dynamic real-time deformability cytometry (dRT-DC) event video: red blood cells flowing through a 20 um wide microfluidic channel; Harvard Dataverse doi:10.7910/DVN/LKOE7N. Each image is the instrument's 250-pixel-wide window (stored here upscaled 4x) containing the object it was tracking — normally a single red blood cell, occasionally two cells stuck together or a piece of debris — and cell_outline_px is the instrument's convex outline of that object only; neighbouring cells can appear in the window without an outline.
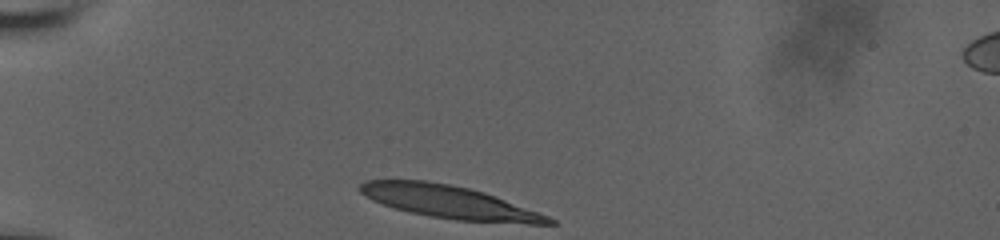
{"species": "human", "species_latin": "Homo sapiens", "temperature_condition": "room temperature", "stored_images_in_passage": 29, "camera_frame_rate_fps": 3000, "um_per_image_px": 0.085, "donor": {"sex": "male"}, "frame": {"image": 1, "passage_image": 1, "time_ms": 0.0, "image_size_px": [1000, 240], "cell_outline_px": [[556, 224], [528, 224], [456, 220], [408, 212], [372, 200], [360, 192], [360, 184], [364, 180], [424, 180], [448, 184], [468, 188], [484, 192], [548, 216], [556, 220]], "centroid_in_image_um": [38.2, 17.17], "position_along_channel_um": 46.8, "area_um2": 35.66}}
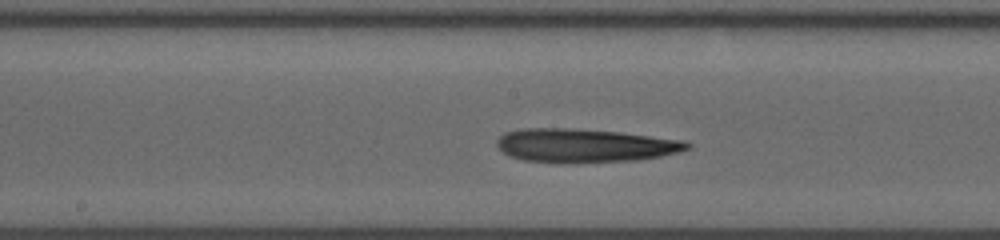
{"frame": {"image": 2, "passage_image": 16, "time_ms": 5.0, "image_size_px": [1000, 240], "cell_outline_px": [[692, 148], [680, 152], [660, 156], [636, 160], [560, 164], [524, 160], [512, 156], [504, 152], [496, 144], [496, 140], [504, 132], [520, 128], [572, 128], [620, 132], [684, 140], [692, 144]], "centroid_in_image_um": [49.71, 12.37], "position_along_channel_um": 198.5, "area_um2": 37.74}}
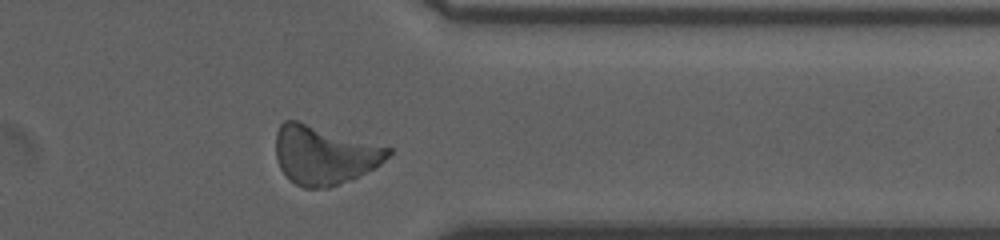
{"frame": {"image": 3, "passage_image": 27, "time_ms": 8.667, "image_size_px": [1000, 240], "cell_outline_px": [[392, 152], [380, 164], [340, 184], [328, 188], [304, 188], [288, 180], [280, 168], [276, 156], [276, 132], [280, 124], [284, 120], [296, 120], [392, 148]], "centroid_in_image_um": [27.51, 13.17], "position_along_channel_um": 383.9, "area_um2": 38.15}}